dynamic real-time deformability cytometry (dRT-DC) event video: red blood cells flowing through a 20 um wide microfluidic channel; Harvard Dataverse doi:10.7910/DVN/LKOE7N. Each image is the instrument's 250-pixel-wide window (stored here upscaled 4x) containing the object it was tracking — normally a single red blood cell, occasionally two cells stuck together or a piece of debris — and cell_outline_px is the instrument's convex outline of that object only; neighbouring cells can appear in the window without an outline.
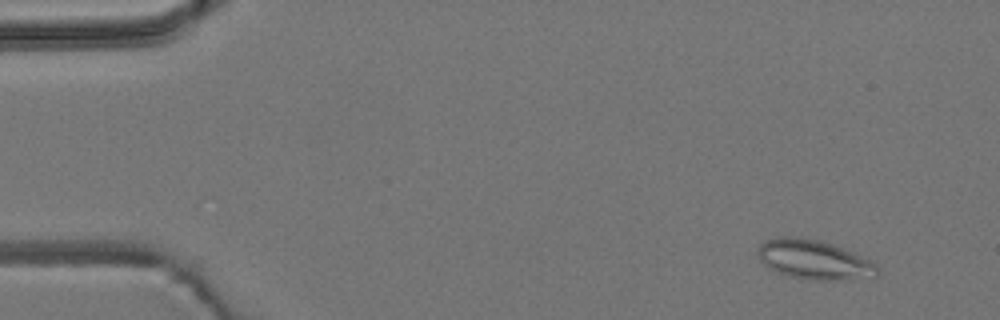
{"species": "common noctule bat (a hibernating species)", "species_latin": "Nyctalus noctula", "temperature_condition": "room temperature", "stored_images_in_passage": 5, "camera_frame_rate_fps": 3000, "um_per_image_px": 0.085, "animal": {"sex": "male", "body_mass_g": 19.2, "forearm_length_mm": 51.8}, "frame": {"image": 1, "passage_image": 2, "time_ms": 0.333, "image_size_px": [1000, 320], "cell_outline_px": [[880, 276], [836, 280], [812, 280], [792, 276], [768, 268], [760, 260], [756, 252], [760, 244], [776, 236], [788, 236], [820, 240], [856, 252], [872, 260], [880, 268]], "centroid_in_image_um": [69.25, 22.06], "position_along_channel_um": 15.7, "area_um2": 27.69}}